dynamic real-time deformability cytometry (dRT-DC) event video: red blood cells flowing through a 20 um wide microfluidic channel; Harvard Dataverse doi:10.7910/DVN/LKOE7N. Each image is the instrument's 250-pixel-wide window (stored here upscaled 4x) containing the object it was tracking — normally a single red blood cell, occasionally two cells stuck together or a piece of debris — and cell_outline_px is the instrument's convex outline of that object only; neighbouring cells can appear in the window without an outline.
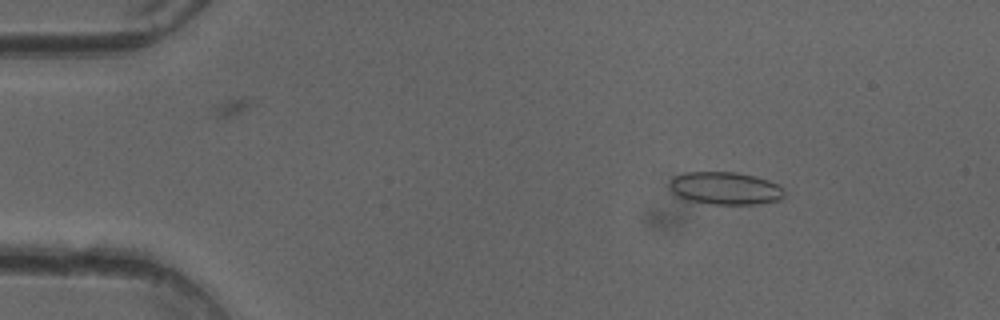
{"species": "common noctule bat (a hibernating species)", "species_latin": "Nyctalus noctula", "temperature_condition": "cold", "stored_images_in_passage": 52, "camera_frame_rate_fps": 3000, "um_per_image_px": 0.085, "animal": {"sex": "female"}, "frame": {"image": 1, "passage_image": 8, "time_ms": 2.333, "image_size_px": [1000, 320], "cell_outline_px": [[784, 196], [780, 200], [760, 204], [712, 204], [692, 200], [680, 196], [668, 184], [676, 176], [684, 172], [736, 172], [768, 180], [784, 188]], "centroid_in_image_um": [61.71, 16.0], "position_along_channel_um": 23.3, "area_um2": 21.44}}
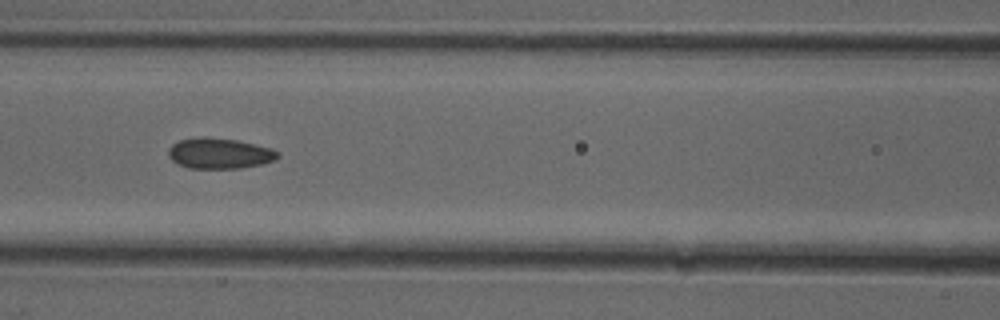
{"frame": {"image": 2, "passage_image": 23, "time_ms": 7.333, "image_size_px": [1000, 320], "cell_outline_px": [[280, 156], [276, 160], [260, 164], [240, 168], [188, 168], [172, 160], [168, 156], [168, 148], [172, 144], [180, 140], [200, 136], [204, 136], [236, 140], [272, 148], [280, 152]], "centroid_in_image_um": [18.67, 13.03], "position_along_channel_um": 147.9, "area_um2": 19.59}}
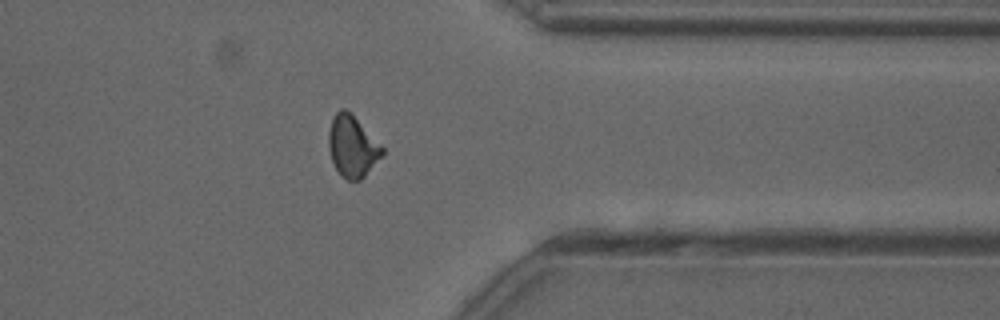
{"frame": {"image": 3, "passage_image": 41, "time_ms": 13.333, "image_size_px": [1000, 320], "cell_outline_px": [[384, 152], [364, 176], [360, 180], [348, 180], [336, 168], [332, 160], [328, 148], [328, 132], [332, 116], [340, 108], [344, 108], [384, 148]], "centroid_in_image_um": [29.91, 12.43], "position_along_channel_um": 381.5, "area_um2": 18.55}, "authors_computed_cell_mechanics": {"area_um2": 19.1029, "velocity_mm_per_s": 4.0487, "shape_relaxation_time_tau1_ms": null, "shape_relaxation_time_tau2_ms": 2.2609, "deformation_change_tau1": null, "deformation_change_tau2": 0.0726}}